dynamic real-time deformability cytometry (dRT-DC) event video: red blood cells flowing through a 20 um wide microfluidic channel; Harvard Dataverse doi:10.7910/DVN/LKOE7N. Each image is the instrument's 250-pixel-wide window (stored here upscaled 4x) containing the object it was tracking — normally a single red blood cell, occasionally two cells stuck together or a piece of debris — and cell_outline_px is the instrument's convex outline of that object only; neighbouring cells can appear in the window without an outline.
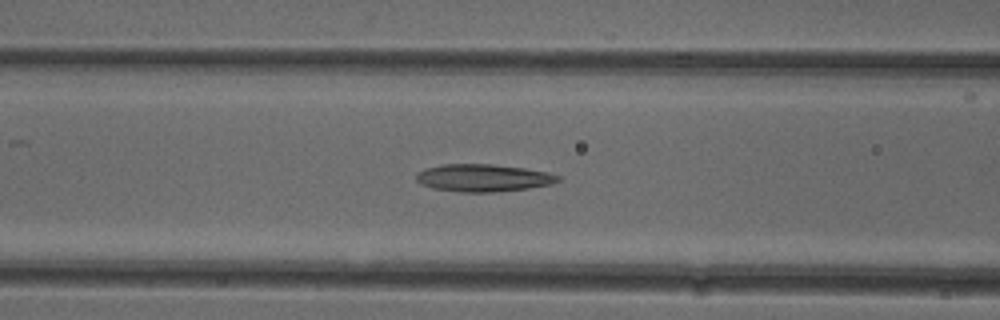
{"species": "common noctule bat (a hibernating species)", "species_latin": "Nyctalus noctula", "temperature_condition": "cold", "stored_images_in_passage": 42, "camera_frame_rate_fps": 3000, "um_per_image_px": 0.085, "animal": {"sex": "female"}, "frame": {"image": 1, "passage_image": 21, "time_ms": 6.667, "image_size_px": [1000, 320], "cell_outline_px": [[560, 180], [552, 184], [528, 188], [492, 192], [460, 192], [432, 188], [420, 184], [416, 180], [416, 172], [424, 168], [440, 164], [492, 164], [524, 168], [544, 172], [560, 176]], "centroid_in_image_um": [41.0, 15.11], "position_along_channel_um": 125.6, "area_um2": 22.72}}
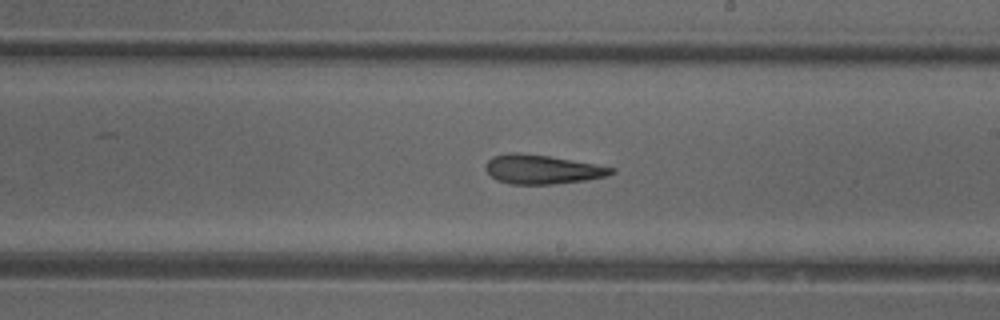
{"frame": {"image": 2, "passage_image": 30, "time_ms": 9.667, "image_size_px": [1000, 320], "cell_outline_px": [[616, 172], [608, 176], [584, 180], [552, 184], [512, 184], [496, 180], [484, 168], [484, 164], [492, 156], [508, 152], [516, 152], [548, 156], [596, 164], [616, 168]], "centroid_in_image_um": [46.07, 14.39], "position_along_channel_um": 242.9, "area_um2": 21.39}}
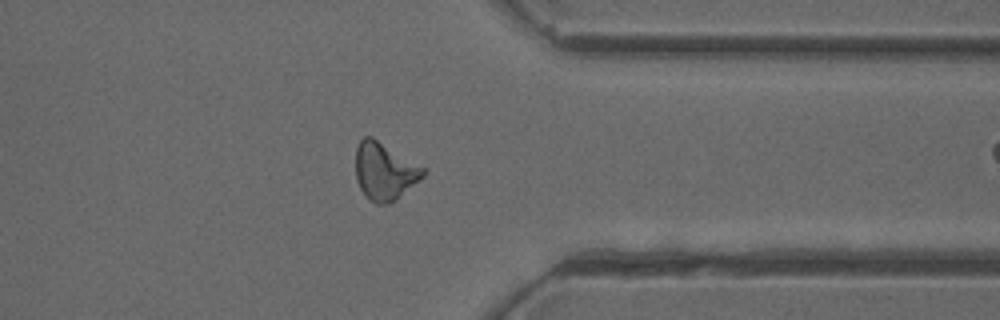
{"frame": {"image": 3, "passage_image": 41, "time_ms": 13.333, "image_size_px": [1000, 320], "cell_outline_px": [[424, 176], [396, 200], [388, 204], [376, 204], [360, 188], [356, 180], [356, 148], [360, 140], [364, 136], [372, 136], [424, 168]], "centroid_in_image_um": [32.67, 14.55], "position_along_channel_um": 378.7, "area_um2": 22.25}}